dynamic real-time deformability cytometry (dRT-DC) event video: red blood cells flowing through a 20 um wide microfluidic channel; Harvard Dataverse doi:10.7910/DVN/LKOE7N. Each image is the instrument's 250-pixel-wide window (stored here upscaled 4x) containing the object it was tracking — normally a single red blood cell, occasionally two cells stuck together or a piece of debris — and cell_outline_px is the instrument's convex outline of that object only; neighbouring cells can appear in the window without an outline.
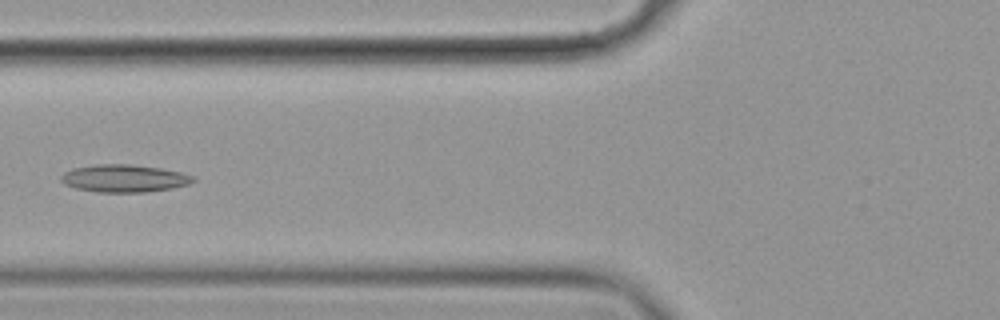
{"species": "common noctule bat (a hibernating species)", "species_latin": "Nyctalus noctula", "temperature_condition": "cold", "stored_images_in_passage": 6, "camera_frame_rate_fps": 3000, "um_per_image_px": 0.085, "animal": {"sex": "female", "body_mass_g": 19.9}, "frame": {"image": 1, "passage_image": 6, "time_ms": 1.667, "image_size_px": [1000, 320], "cell_outline_px": [[196, 180], [188, 184], [172, 188], [148, 192], [96, 192], [76, 188], [64, 184], [60, 180], [60, 176], [64, 172], [72, 168], [96, 164], [132, 164], [160, 168], [180, 172], [196, 176]], "centroid_in_image_um": [10.55, 15.16], "position_along_channel_um": 115.3, "area_um2": 21.39}}